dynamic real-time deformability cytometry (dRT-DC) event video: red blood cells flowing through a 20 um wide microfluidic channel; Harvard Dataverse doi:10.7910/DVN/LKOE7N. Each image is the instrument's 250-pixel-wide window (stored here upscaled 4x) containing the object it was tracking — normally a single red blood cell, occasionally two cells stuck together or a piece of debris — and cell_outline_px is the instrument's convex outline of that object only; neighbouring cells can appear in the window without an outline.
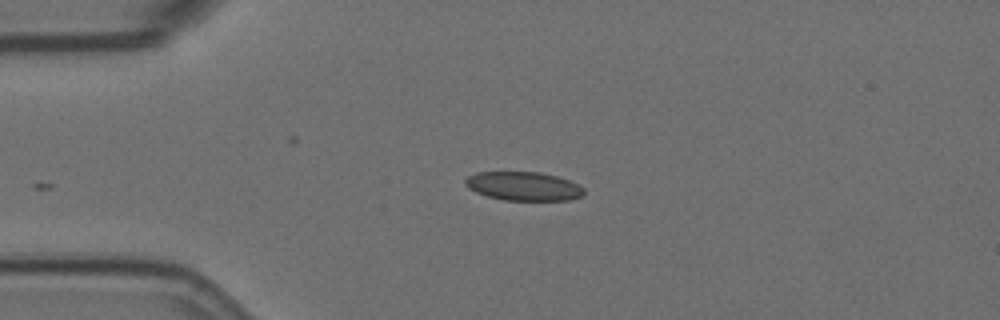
{"species": "Egyptian fruit bat (a non-hibernating species)", "species_latin": "Rousettus aegyptiacus", "temperature_condition": "room temperature", "stored_images_in_passage": 41, "camera_frame_rate_fps": 3000, "um_per_image_px": 0.085, "animal": {"sex": "female"}, "frame": {"image": 1, "passage_image": 1, "time_ms": 0.0, "image_size_px": [1000, 320], "cell_outline_px": [[584, 192], [580, 196], [572, 200], [504, 200], [488, 196], [476, 192], [468, 188], [464, 184], [464, 180], [468, 176], [476, 172], [540, 172], [556, 176], [568, 180], [584, 188]], "centroid_in_image_um": [44.47, 15.82], "position_along_channel_um": 40.5, "area_um2": 19.83}}
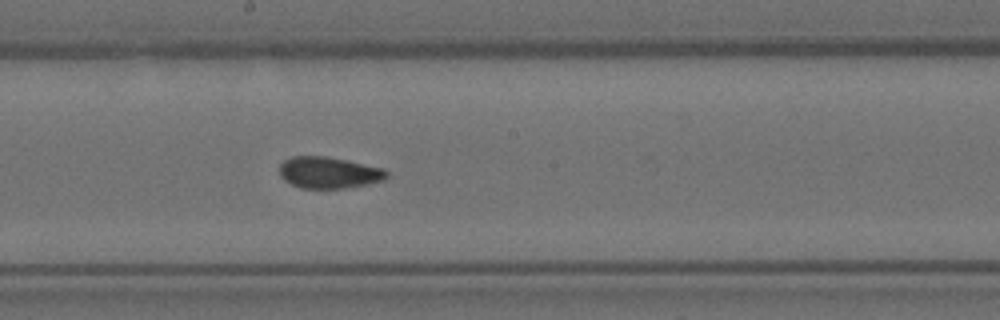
{"frame": {"image": 2, "passage_image": 18, "time_ms": 5.667, "image_size_px": [1000, 320], "cell_outline_px": [[388, 176], [384, 180], [344, 188], [300, 188], [284, 180], [280, 176], [280, 164], [284, 160], [292, 156], [324, 156], [384, 168], [388, 172]], "centroid_in_image_um": [27.93, 14.67], "position_along_channel_um": 220.3, "area_um2": 19.48}}
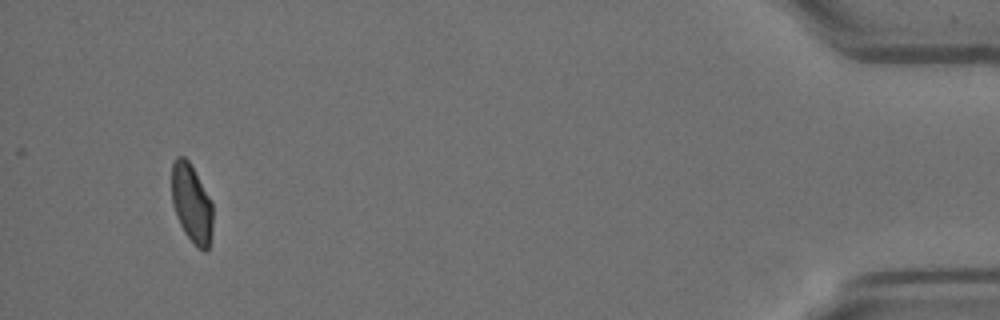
{"frame": {"image": 3, "passage_image": 41, "time_ms": 13.333, "image_size_px": [1000, 320], "cell_outline_px": [[212, 228], [208, 248], [204, 252], [196, 248], [184, 232], [180, 224], [172, 204], [172, 164], [176, 156], [184, 156], [188, 160], [212, 200]], "centroid_in_image_um": [16.29, 17.3], "position_along_channel_um": 418.9, "area_um2": 18.9}, "authors_computed_cell_mechanics": {"area_um2": 19.8254, "velocity_mm_per_s": 3.6057, "shape_relaxation_time_tau1_ms": null, "shape_relaxation_time_tau2_ms": 1.2262, "deformation_change_tau1": null, "deformation_change_tau2": 0.0522}}